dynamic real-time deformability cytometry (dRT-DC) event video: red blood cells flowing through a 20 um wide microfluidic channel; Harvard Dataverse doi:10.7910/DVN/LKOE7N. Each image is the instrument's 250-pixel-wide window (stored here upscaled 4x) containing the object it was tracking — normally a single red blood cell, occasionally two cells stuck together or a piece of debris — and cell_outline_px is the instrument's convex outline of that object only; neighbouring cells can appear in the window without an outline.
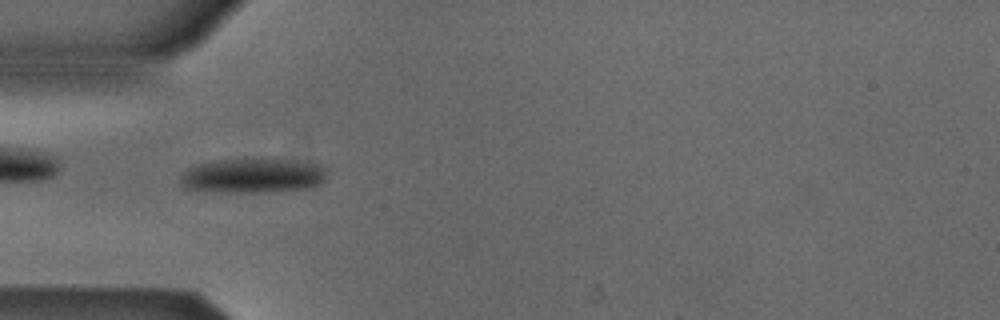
{"species": "Egyptian fruit bat (a non-hibernating species)", "species_latin": "Rousettus aegyptiacus", "temperature_condition": "cold", "stored_images_in_passage": 49, "camera_frame_rate_fps": 3000, "um_per_image_px": 0.085, "animal": {"sex": "male"}, "frame": {"image": 1, "passage_image": 13, "time_ms": 4.0, "image_size_px": [1000, 320], "cell_outline_px": [[328, 172], [324, 180], [320, 184], [312, 188], [256, 192], [204, 192], [184, 188], [180, 184], [180, 176], [188, 168], [196, 164], [216, 160], [244, 156], [264, 156], [300, 160], [320, 164]], "centroid_in_image_um": [21.49, 14.88], "position_along_channel_um": 63.5, "area_um2": 31.27}}
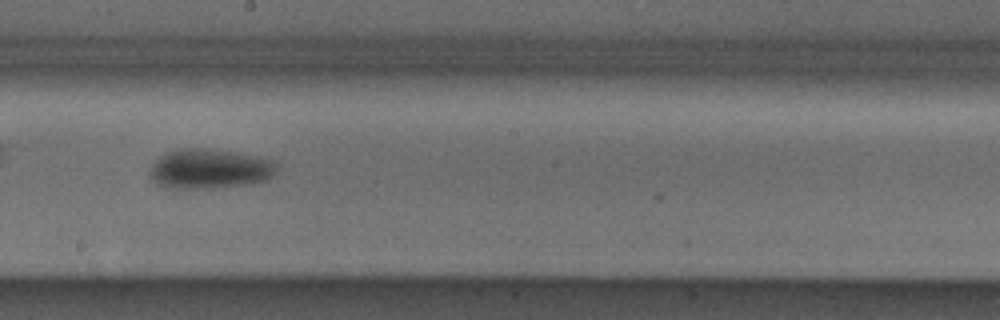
{"frame": {"image": 2, "passage_image": 26, "time_ms": 8.333, "image_size_px": [1000, 320], "cell_outline_px": [[280, 164], [276, 172], [272, 176], [264, 180], [240, 184], [212, 188], [172, 188], [152, 180], [152, 164], [160, 156], [168, 152], [180, 148], [204, 148], [236, 152], [260, 156], [272, 160]], "centroid_in_image_um": [17.88, 14.32], "position_along_channel_um": 230.3, "area_um2": 29.02}}
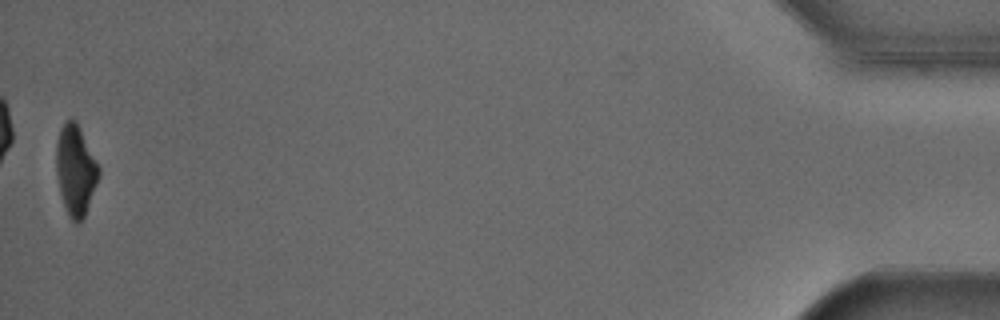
{"frame": {"image": 3, "passage_image": 49, "time_ms": 16.0, "image_size_px": [1000, 320], "cell_outline_px": [[100, 172], [84, 216], [76, 224], [68, 216], [60, 192], [56, 172], [56, 144], [60, 128], [68, 120], [76, 120], [100, 168]], "centroid_in_image_um": [6.4, 14.45], "position_along_channel_um": 428.8, "area_um2": 21.91}, "authors_computed_cell_mechanics": {"area_um2": 26.588, "velocity_mm_per_s": 3.8846, "shape_relaxation_time_tau1_ms": 3.4113, "shape_relaxation_time_tau2_ms": null, "deformation_change_tau1": 0.1043, "deformation_change_tau2": null}}